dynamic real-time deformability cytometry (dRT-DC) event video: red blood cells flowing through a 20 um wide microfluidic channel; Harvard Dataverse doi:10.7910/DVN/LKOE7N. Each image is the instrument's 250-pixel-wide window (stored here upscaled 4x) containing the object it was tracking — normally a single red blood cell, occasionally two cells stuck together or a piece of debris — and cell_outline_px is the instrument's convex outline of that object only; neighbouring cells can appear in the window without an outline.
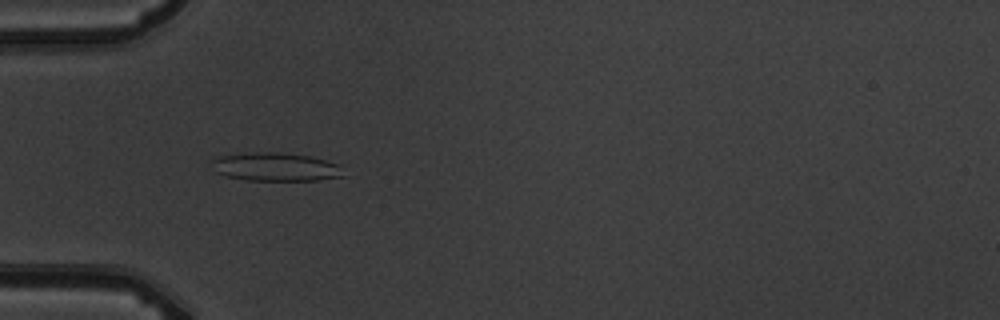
{"species": "common noctule bat (a hibernating species)", "species_latin": "Nyctalus noctula", "temperature_condition": "warm", "stored_images_in_passage": 4, "camera_frame_rate_fps": 3000, "um_per_image_px": 0.085, "animal": {"sex": "male", "body_mass_g": 19.5, "forearm_length_mm": 54.6}, "frame": {"image": 1, "passage_image": 3, "time_ms": 2.333, "image_size_px": [1000, 320], "cell_outline_px": [[348, 176], [316, 180], [244, 180], [224, 176], [216, 172], [212, 160], [220, 156], [252, 152], [280, 152], [312, 156], [336, 164]], "centroid_in_image_um": [23.45, 14.19], "position_along_channel_um": 61.6, "area_um2": 21.79}}